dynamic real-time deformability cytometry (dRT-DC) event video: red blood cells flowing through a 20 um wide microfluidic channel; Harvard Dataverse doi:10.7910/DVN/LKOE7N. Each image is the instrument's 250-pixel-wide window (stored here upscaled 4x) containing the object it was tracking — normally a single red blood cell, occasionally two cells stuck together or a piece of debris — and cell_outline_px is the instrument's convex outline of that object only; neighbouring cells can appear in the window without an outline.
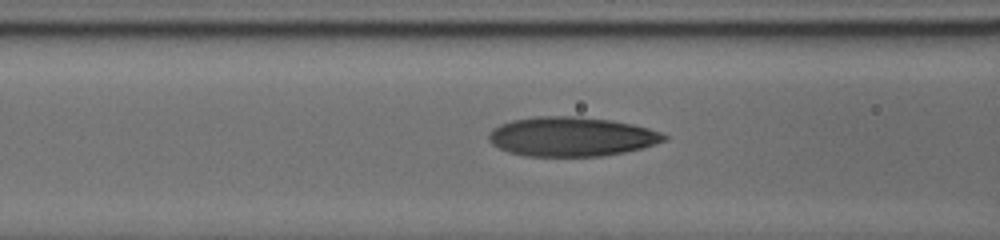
{"species": "human", "species_latin": "Homo sapiens", "temperature_condition": "cold", "stored_images_in_passage": 22, "camera_frame_rate_fps": 3000, "um_per_image_px": 0.085, "donor": {"sex": "male"}, "frame": {"image": 1, "passage_image": 13, "time_ms": 7.667, "image_size_px": [1000, 240], "cell_outline_px": [[668, 136], [664, 140], [640, 148], [624, 152], [600, 156], [524, 156], [508, 152], [492, 144], [488, 140], [488, 132], [492, 128], [500, 124], [512, 120], [532, 116], [580, 116], [612, 120], [632, 124], [648, 128], [660, 132]], "centroid_in_image_um": [48.51, 11.6], "position_along_channel_um": 118.1, "area_um2": 40.29}}
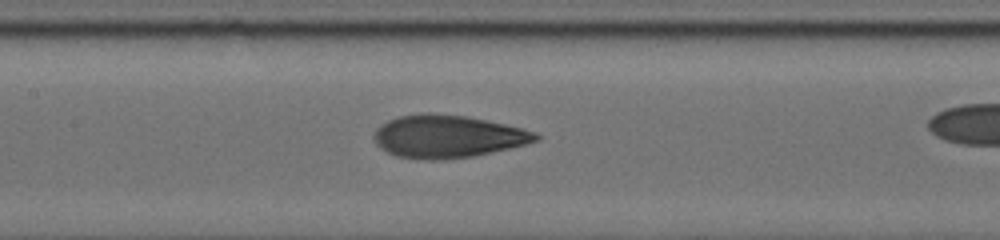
{"frame": {"image": 2, "passage_image": 16, "time_ms": 9.0, "image_size_px": [1000, 240], "cell_outline_px": [[540, 140], [508, 148], [472, 156], [432, 160], [396, 156], [380, 148], [376, 144], [376, 128], [380, 124], [388, 120], [400, 116], [428, 112], [464, 116], [504, 124], [536, 132], [540, 136]], "centroid_in_image_um": [38.03, 11.59], "position_along_channel_um": 169.4, "area_um2": 39.59}}